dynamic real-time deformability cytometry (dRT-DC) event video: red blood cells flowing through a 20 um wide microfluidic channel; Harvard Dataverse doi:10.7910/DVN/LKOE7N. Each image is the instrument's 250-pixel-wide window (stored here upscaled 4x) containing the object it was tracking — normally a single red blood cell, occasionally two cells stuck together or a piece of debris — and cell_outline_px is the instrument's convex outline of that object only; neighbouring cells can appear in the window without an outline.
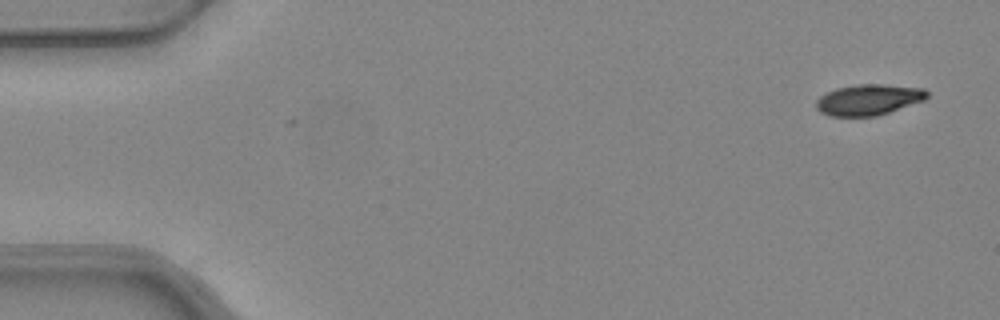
{"species": "common noctule bat (a hibernating species)", "species_latin": "Nyctalus noctula", "temperature_condition": "warm", "stored_images_in_passage": 4, "camera_frame_rate_fps": 3000, "um_per_image_px": 0.085, "animal": {"sex": "female", "body_mass_g": 24.6, "forearm_length_mm": 56.2}, "frame": {"image": 1, "passage_image": 1, "time_ms": 0.0, "image_size_px": [1000, 320], "cell_outline_px": [[928, 96], [924, 100], [876, 116], [828, 116], [820, 112], [816, 108], [816, 100], [820, 96], [836, 88], [856, 84], [884, 84], [924, 88], [928, 92]], "centroid_in_image_um": [73.81, 8.47], "position_along_channel_um": 11.2, "area_um2": 19.94}}
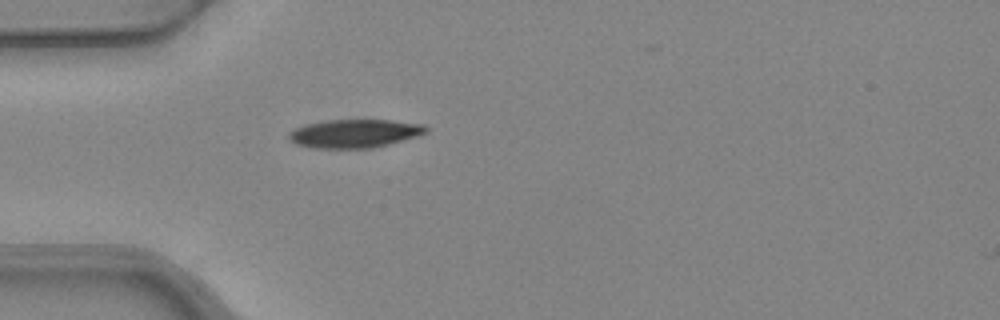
{"frame": {"image": 2, "passage_image": 4, "time_ms": 1.0, "image_size_px": [1000, 320], "cell_outline_px": [[428, 132], [420, 136], [372, 148], [316, 148], [296, 144], [288, 140], [288, 132], [296, 128], [308, 124], [328, 120], [392, 120], [424, 124], [428, 128]], "centroid_in_image_um": [30.18, 11.35], "position_along_channel_um": 54.8, "area_um2": 22.77}}